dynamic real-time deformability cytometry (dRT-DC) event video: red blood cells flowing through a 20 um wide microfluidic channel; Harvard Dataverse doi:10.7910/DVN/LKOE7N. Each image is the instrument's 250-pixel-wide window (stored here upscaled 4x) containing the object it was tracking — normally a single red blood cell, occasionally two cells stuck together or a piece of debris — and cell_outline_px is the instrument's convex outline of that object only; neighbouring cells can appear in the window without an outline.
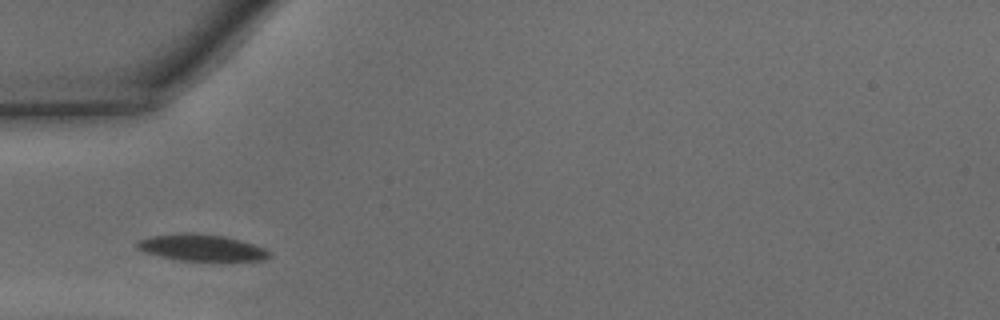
{"species": "common noctule bat (a hibernating species)", "species_latin": "Nyctalus noctula", "temperature_condition": "warm", "stored_images_in_passage": 25, "camera_frame_rate_fps": 3000, "um_per_image_px": 0.085, "animal": {"sex": "male", "body_mass_g": 15.6}, "frame": {"image": 1, "passage_image": 4, "time_ms": 1.0, "image_size_px": [1000, 320], "cell_outline_px": [[272, 256], [264, 260], [180, 260], [160, 256], [144, 252], [136, 248], [136, 240], [148, 236], [176, 232], [192, 232], [224, 236], [240, 240], [264, 248], [272, 252]], "centroid_in_image_um": [17.07, 21.02], "position_along_channel_um": 67.9, "area_um2": 20.63}}
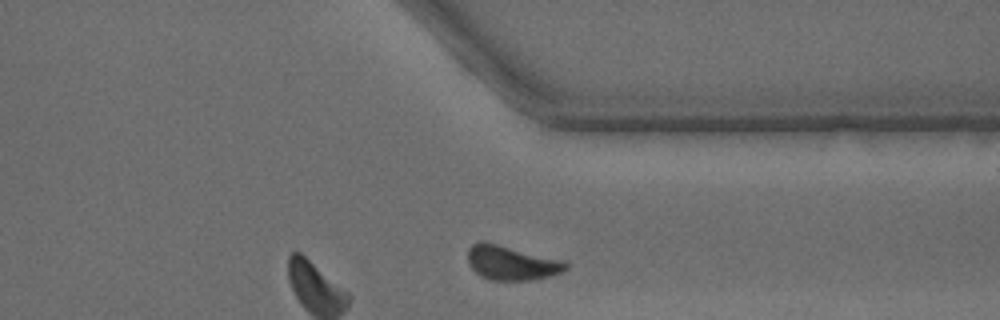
{"frame": {"image": 2, "passage_image": 25, "time_ms": 8.0, "image_size_px": [1000, 320], "cell_outline_px": [[568, 268], [560, 272], [548, 276], [532, 280], [492, 280], [480, 276], [472, 268], [468, 260], [468, 248], [476, 240], [484, 240], [564, 260], [568, 264]], "centroid_in_image_um": [43.45, 22.31], "position_along_channel_um": 367.9, "area_um2": 19.83}, "authors_computed_cell_mechanics": {"area_um2": 19.7676, "velocity_mm_per_s": 4.2905, "shape_relaxation_time_tau1_ms": 1.3499, "shape_relaxation_time_tau2_ms": 4.3985, "deformation_change_tau1": 0.0972, "deformation_change_tau2": 0.1114}}